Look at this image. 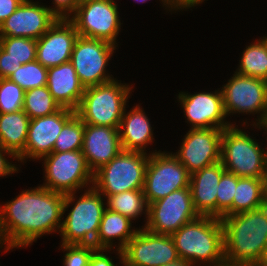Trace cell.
<instances>
[{
  "instance_id": "38",
  "label": "cell",
  "mask_w": 267,
  "mask_h": 266,
  "mask_svg": "<svg viewBox=\"0 0 267 266\" xmlns=\"http://www.w3.org/2000/svg\"><path fill=\"white\" fill-rule=\"evenodd\" d=\"M109 252L111 249H96L91 255L89 266H117L112 261L110 256H107L104 252Z\"/></svg>"
},
{
  "instance_id": "32",
  "label": "cell",
  "mask_w": 267,
  "mask_h": 266,
  "mask_svg": "<svg viewBox=\"0 0 267 266\" xmlns=\"http://www.w3.org/2000/svg\"><path fill=\"white\" fill-rule=\"evenodd\" d=\"M48 69L37 60L21 65L9 79L24 91L47 86Z\"/></svg>"
},
{
  "instance_id": "30",
  "label": "cell",
  "mask_w": 267,
  "mask_h": 266,
  "mask_svg": "<svg viewBox=\"0 0 267 266\" xmlns=\"http://www.w3.org/2000/svg\"><path fill=\"white\" fill-rule=\"evenodd\" d=\"M61 109L47 86L27 90L24 93L23 111L30 119L49 116Z\"/></svg>"
},
{
  "instance_id": "9",
  "label": "cell",
  "mask_w": 267,
  "mask_h": 266,
  "mask_svg": "<svg viewBox=\"0 0 267 266\" xmlns=\"http://www.w3.org/2000/svg\"><path fill=\"white\" fill-rule=\"evenodd\" d=\"M221 91L227 117L234 113H258L260 115H257L256 123L253 121V126L267 121V80L235 72Z\"/></svg>"
},
{
  "instance_id": "35",
  "label": "cell",
  "mask_w": 267,
  "mask_h": 266,
  "mask_svg": "<svg viewBox=\"0 0 267 266\" xmlns=\"http://www.w3.org/2000/svg\"><path fill=\"white\" fill-rule=\"evenodd\" d=\"M64 254V266H89L93 252L97 249L93 245L60 244Z\"/></svg>"
},
{
  "instance_id": "29",
  "label": "cell",
  "mask_w": 267,
  "mask_h": 266,
  "mask_svg": "<svg viewBox=\"0 0 267 266\" xmlns=\"http://www.w3.org/2000/svg\"><path fill=\"white\" fill-rule=\"evenodd\" d=\"M260 39L246 46L236 73L267 80V40Z\"/></svg>"
},
{
  "instance_id": "33",
  "label": "cell",
  "mask_w": 267,
  "mask_h": 266,
  "mask_svg": "<svg viewBox=\"0 0 267 266\" xmlns=\"http://www.w3.org/2000/svg\"><path fill=\"white\" fill-rule=\"evenodd\" d=\"M236 187L237 176L226 171L221 176L216 194L217 218L221 219L233 214V199Z\"/></svg>"
},
{
  "instance_id": "20",
  "label": "cell",
  "mask_w": 267,
  "mask_h": 266,
  "mask_svg": "<svg viewBox=\"0 0 267 266\" xmlns=\"http://www.w3.org/2000/svg\"><path fill=\"white\" fill-rule=\"evenodd\" d=\"M122 150L119 127L85 124L81 151L93 174Z\"/></svg>"
},
{
  "instance_id": "39",
  "label": "cell",
  "mask_w": 267,
  "mask_h": 266,
  "mask_svg": "<svg viewBox=\"0 0 267 266\" xmlns=\"http://www.w3.org/2000/svg\"><path fill=\"white\" fill-rule=\"evenodd\" d=\"M24 0H0V25L20 6Z\"/></svg>"
},
{
  "instance_id": "27",
  "label": "cell",
  "mask_w": 267,
  "mask_h": 266,
  "mask_svg": "<svg viewBox=\"0 0 267 266\" xmlns=\"http://www.w3.org/2000/svg\"><path fill=\"white\" fill-rule=\"evenodd\" d=\"M265 205L262 178L237 177L233 199V214L248 212Z\"/></svg>"
},
{
  "instance_id": "23",
  "label": "cell",
  "mask_w": 267,
  "mask_h": 266,
  "mask_svg": "<svg viewBox=\"0 0 267 266\" xmlns=\"http://www.w3.org/2000/svg\"><path fill=\"white\" fill-rule=\"evenodd\" d=\"M136 104L129 112L124 111L119 125L122 149L146 153V147L154 140L150 119ZM127 112V113H126Z\"/></svg>"
},
{
  "instance_id": "4",
  "label": "cell",
  "mask_w": 267,
  "mask_h": 266,
  "mask_svg": "<svg viewBox=\"0 0 267 266\" xmlns=\"http://www.w3.org/2000/svg\"><path fill=\"white\" fill-rule=\"evenodd\" d=\"M76 193L66 194L64 198L63 214L68 211V207L72 203L74 205L62 221L61 229L58 232L62 236L61 244L94 246L106 209V202H103L106 198L92 185L87 190L85 189L83 195H80L77 200H75Z\"/></svg>"
},
{
  "instance_id": "14",
  "label": "cell",
  "mask_w": 267,
  "mask_h": 266,
  "mask_svg": "<svg viewBox=\"0 0 267 266\" xmlns=\"http://www.w3.org/2000/svg\"><path fill=\"white\" fill-rule=\"evenodd\" d=\"M142 228V229H141ZM139 227L122 251L129 266H161L179 259L171 235L155 234Z\"/></svg>"
},
{
  "instance_id": "26",
  "label": "cell",
  "mask_w": 267,
  "mask_h": 266,
  "mask_svg": "<svg viewBox=\"0 0 267 266\" xmlns=\"http://www.w3.org/2000/svg\"><path fill=\"white\" fill-rule=\"evenodd\" d=\"M30 120L23 110L0 114V147L16 158L24 152Z\"/></svg>"
},
{
  "instance_id": "6",
  "label": "cell",
  "mask_w": 267,
  "mask_h": 266,
  "mask_svg": "<svg viewBox=\"0 0 267 266\" xmlns=\"http://www.w3.org/2000/svg\"><path fill=\"white\" fill-rule=\"evenodd\" d=\"M236 126V123H233L223 129L222 165L227 172L237 177L262 178L266 168L267 151L252 136Z\"/></svg>"
},
{
  "instance_id": "2",
  "label": "cell",
  "mask_w": 267,
  "mask_h": 266,
  "mask_svg": "<svg viewBox=\"0 0 267 266\" xmlns=\"http://www.w3.org/2000/svg\"><path fill=\"white\" fill-rule=\"evenodd\" d=\"M225 262L261 266L267 253V205L221 218Z\"/></svg>"
},
{
  "instance_id": "17",
  "label": "cell",
  "mask_w": 267,
  "mask_h": 266,
  "mask_svg": "<svg viewBox=\"0 0 267 266\" xmlns=\"http://www.w3.org/2000/svg\"><path fill=\"white\" fill-rule=\"evenodd\" d=\"M58 18L48 6L24 0L0 25V37H24L38 40Z\"/></svg>"
},
{
  "instance_id": "7",
  "label": "cell",
  "mask_w": 267,
  "mask_h": 266,
  "mask_svg": "<svg viewBox=\"0 0 267 266\" xmlns=\"http://www.w3.org/2000/svg\"><path fill=\"white\" fill-rule=\"evenodd\" d=\"M150 153L122 150L94 173L93 186L105 197L143 189Z\"/></svg>"
},
{
  "instance_id": "22",
  "label": "cell",
  "mask_w": 267,
  "mask_h": 266,
  "mask_svg": "<svg viewBox=\"0 0 267 266\" xmlns=\"http://www.w3.org/2000/svg\"><path fill=\"white\" fill-rule=\"evenodd\" d=\"M47 88L61 108L74 111L79 107L85 91L70 61L48 68Z\"/></svg>"
},
{
  "instance_id": "3",
  "label": "cell",
  "mask_w": 267,
  "mask_h": 266,
  "mask_svg": "<svg viewBox=\"0 0 267 266\" xmlns=\"http://www.w3.org/2000/svg\"><path fill=\"white\" fill-rule=\"evenodd\" d=\"M171 236L179 258L193 266H221L225 262L224 230L219 218L199 216Z\"/></svg>"
},
{
  "instance_id": "46",
  "label": "cell",
  "mask_w": 267,
  "mask_h": 266,
  "mask_svg": "<svg viewBox=\"0 0 267 266\" xmlns=\"http://www.w3.org/2000/svg\"><path fill=\"white\" fill-rule=\"evenodd\" d=\"M259 128V129H263V130H265V132L267 133V125H260V126H255L254 125V128ZM267 138V137H266ZM267 140V139H266ZM267 149V148H266Z\"/></svg>"
},
{
  "instance_id": "1",
  "label": "cell",
  "mask_w": 267,
  "mask_h": 266,
  "mask_svg": "<svg viewBox=\"0 0 267 266\" xmlns=\"http://www.w3.org/2000/svg\"><path fill=\"white\" fill-rule=\"evenodd\" d=\"M64 198V194L39 185L0 205L4 250L27 247L44 234L60 231Z\"/></svg>"
},
{
  "instance_id": "41",
  "label": "cell",
  "mask_w": 267,
  "mask_h": 266,
  "mask_svg": "<svg viewBox=\"0 0 267 266\" xmlns=\"http://www.w3.org/2000/svg\"><path fill=\"white\" fill-rule=\"evenodd\" d=\"M262 189H263V198L265 205H267V162H266V168L262 176Z\"/></svg>"
},
{
  "instance_id": "42",
  "label": "cell",
  "mask_w": 267,
  "mask_h": 266,
  "mask_svg": "<svg viewBox=\"0 0 267 266\" xmlns=\"http://www.w3.org/2000/svg\"><path fill=\"white\" fill-rule=\"evenodd\" d=\"M161 266H193V265L190 262L179 258L176 261H173V262H170L169 264H165Z\"/></svg>"
},
{
  "instance_id": "24",
  "label": "cell",
  "mask_w": 267,
  "mask_h": 266,
  "mask_svg": "<svg viewBox=\"0 0 267 266\" xmlns=\"http://www.w3.org/2000/svg\"><path fill=\"white\" fill-rule=\"evenodd\" d=\"M0 46V79L9 78L21 65L36 60V39L0 37Z\"/></svg>"
},
{
  "instance_id": "15",
  "label": "cell",
  "mask_w": 267,
  "mask_h": 266,
  "mask_svg": "<svg viewBox=\"0 0 267 266\" xmlns=\"http://www.w3.org/2000/svg\"><path fill=\"white\" fill-rule=\"evenodd\" d=\"M222 134L218 128H190L173 154L192 174L221 161Z\"/></svg>"
},
{
  "instance_id": "37",
  "label": "cell",
  "mask_w": 267,
  "mask_h": 266,
  "mask_svg": "<svg viewBox=\"0 0 267 266\" xmlns=\"http://www.w3.org/2000/svg\"><path fill=\"white\" fill-rule=\"evenodd\" d=\"M7 155L8 157L10 156V158L12 157L11 159L18 161V159L11 152L0 147V177H6L19 171V168L16 167V164H12L11 161L8 162L9 160L6 158Z\"/></svg>"
},
{
  "instance_id": "8",
  "label": "cell",
  "mask_w": 267,
  "mask_h": 266,
  "mask_svg": "<svg viewBox=\"0 0 267 266\" xmlns=\"http://www.w3.org/2000/svg\"><path fill=\"white\" fill-rule=\"evenodd\" d=\"M40 160L45 174L41 186L53 192L66 195L93 186L94 174L81 150L52 152Z\"/></svg>"
},
{
  "instance_id": "13",
  "label": "cell",
  "mask_w": 267,
  "mask_h": 266,
  "mask_svg": "<svg viewBox=\"0 0 267 266\" xmlns=\"http://www.w3.org/2000/svg\"><path fill=\"white\" fill-rule=\"evenodd\" d=\"M198 217L190 187H187L148 204V219L143 227L155 234L172 235L184 224Z\"/></svg>"
},
{
  "instance_id": "47",
  "label": "cell",
  "mask_w": 267,
  "mask_h": 266,
  "mask_svg": "<svg viewBox=\"0 0 267 266\" xmlns=\"http://www.w3.org/2000/svg\"><path fill=\"white\" fill-rule=\"evenodd\" d=\"M3 246V237H2V232H1V228H0V249L4 248L5 247H2Z\"/></svg>"
},
{
  "instance_id": "44",
  "label": "cell",
  "mask_w": 267,
  "mask_h": 266,
  "mask_svg": "<svg viewBox=\"0 0 267 266\" xmlns=\"http://www.w3.org/2000/svg\"><path fill=\"white\" fill-rule=\"evenodd\" d=\"M116 251H117V254L119 256L118 258L120 259V263L122 264V266H129L122 260V251L118 250V249Z\"/></svg>"
},
{
  "instance_id": "5",
  "label": "cell",
  "mask_w": 267,
  "mask_h": 266,
  "mask_svg": "<svg viewBox=\"0 0 267 266\" xmlns=\"http://www.w3.org/2000/svg\"><path fill=\"white\" fill-rule=\"evenodd\" d=\"M132 88L116 79L86 87L76 114L84 124L119 127Z\"/></svg>"
},
{
  "instance_id": "36",
  "label": "cell",
  "mask_w": 267,
  "mask_h": 266,
  "mask_svg": "<svg viewBox=\"0 0 267 266\" xmlns=\"http://www.w3.org/2000/svg\"><path fill=\"white\" fill-rule=\"evenodd\" d=\"M82 0H53L54 6L48 7L58 19H69Z\"/></svg>"
},
{
  "instance_id": "21",
  "label": "cell",
  "mask_w": 267,
  "mask_h": 266,
  "mask_svg": "<svg viewBox=\"0 0 267 266\" xmlns=\"http://www.w3.org/2000/svg\"><path fill=\"white\" fill-rule=\"evenodd\" d=\"M225 172L220 161L190 174L191 197L199 216L217 218L216 194L221 176Z\"/></svg>"
},
{
  "instance_id": "48",
  "label": "cell",
  "mask_w": 267,
  "mask_h": 266,
  "mask_svg": "<svg viewBox=\"0 0 267 266\" xmlns=\"http://www.w3.org/2000/svg\"><path fill=\"white\" fill-rule=\"evenodd\" d=\"M261 266H267V253H266V257H265L263 263L261 264Z\"/></svg>"
},
{
  "instance_id": "34",
  "label": "cell",
  "mask_w": 267,
  "mask_h": 266,
  "mask_svg": "<svg viewBox=\"0 0 267 266\" xmlns=\"http://www.w3.org/2000/svg\"><path fill=\"white\" fill-rule=\"evenodd\" d=\"M25 91L9 78L0 79V114L23 110Z\"/></svg>"
},
{
  "instance_id": "11",
  "label": "cell",
  "mask_w": 267,
  "mask_h": 266,
  "mask_svg": "<svg viewBox=\"0 0 267 266\" xmlns=\"http://www.w3.org/2000/svg\"><path fill=\"white\" fill-rule=\"evenodd\" d=\"M119 18L115 0H82L69 20L80 36L116 45L122 24Z\"/></svg>"
},
{
  "instance_id": "25",
  "label": "cell",
  "mask_w": 267,
  "mask_h": 266,
  "mask_svg": "<svg viewBox=\"0 0 267 266\" xmlns=\"http://www.w3.org/2000/svg\"><path fill=\"white\" fill-rule=\"evenodd\" d=\"M132 220L120 213L105 209L99 231L94 242L97 249H113V241L118 240L116 249L122 250L136 234L138 228H132ZM132 228V229H131ZM114 239V240H113Z\"/></svg>"
},
{
  "instance_id": "18",
  "label": "cell",
  "mask_w": 267,
  "mask_h": 266,
  "mask_svg": "<svg viewBox=\"0 0 267 266\" xmlns=\"http://www.w3.org/2000/svg\"><path fill=\"white\" fill-rule=\"evenodd\" d=\"M76 111L61 108L58 112L30 120L24 152L17 158L18 162H25L28 158L40 160L53 152L57 136L63 125Z\"/></svg>"
},
{
  "instance_id": "16",
  "label": "cell",
  "mask_w": 267,
  "mask_h": 266,
  "mask_svg": "<svg viewBox=\"0 0 267 266\" xmlns=\"http://www.w3.org/2000/svg\"><path fill=\"white\" fill-rule=\"evenodd\" d=\"M177 98L187 122L191 125V129H225L232 125V122L230 123L225 119L227 116L224 111L221 90L196 92L195 94L180 92Z\"/></svg>"
},
{
  "instance_id": "40",
  "label": "cell",
  "mask_w": 267,
  "mask_h": 266,
  "mask_svg": "<svg viewBox=\"0 0 267 266\" xmlns=\"http://www.w3.org/2000/svg\"><path fill=\"white\" fill-rule=\"evenodd\" d=\"M172 11L184 10L200 5L205 0H167Z\"/></svg>"
},
{
  "instance_id": "12",
  "label": "cell",
  "mask_w": 267,
  "mask_h": 266,
  "mask_svg": "<svg viewBox=\"0 0 267 266\" xmlns=\"http://www.w3.org/2000/svg\"><path fill=\"white\" fill-rule=\"evenodd\" d=\"M118 47L110 42L80 36L75 41L70 62L83 86H95L115 79L106 73L108 62Z\"/></svg>"
},
{
  "instance_id": "45",
  "label": "cell",
  "mask_w": 267,
  "mask_h": 266,
  "mask_svg": "<svg viewBox=\"0 0 267 266\" xmlns=\"http://www.w3.org/2000/svg\"><path fill=\"white\" fill-rule=\"evenodd\" d=\"M221 266H258V265L229 264L224 262Z\"/></svg>"
},
{
  "instance_id": "43",
  "label": "cell",
  "mask_w": 267,
  "mask_h": 266,
  "mask_svg": "<svg viewBox=\"0 0 267 266\" xmlns=\"http://www.w3.org/2000/svg\"><path fill=\"white\" fill-rule=\"evenodd\" d=\"M134 1H138V2L144 3V2H146L148 0H134ZM161 1L163 3V6H165V9H167V10L169 9L168 11H171V8H170V6L168 4V1L167 0H161Z\"/></svg>"
},
{
  "instance_id": "19",
  "label": "cell",
  "mask_w": 267,
  "mask_h": 266,
  "mask_svg": "<svg viewBox=\"0 0 267 266\" xmlns=\"http://www.w3.org/2000/svg\"><path fill=\"white\" fill-rule=\"evenodd\" d=\"M78 37L69 19H58L37 40L36 60L47 69L69 62Z\"/></svg>"
},
{
  "instance_id": "10",
  "label": "cell",
  "mask_w": 267,
  "mask_h": 266,
  "mask_svg": "<svg viewBox=\"0 0 267 266\" xmlns=\"http://www.w3.org/2000/svg\"><path fill=\"white\" fill-rule=\"evenodd\" d=\"M172 153L160 150L150 153L143 188L147 204L189 187L190 173Z\"/></svg>"
},
{
  "instance_id": "28",
  "label": "cell",
  "mask_w": 267,
  "mask_h": 266,
  "mask_svg": "<svg viewBox=\"0 0 267 266\" xmlns=\"http://www.w3.org/2000/svg\"><path fill=\"white\" fill-rule=\"evenodd\" d=\"M106 208L120 213L130 220L138 219L143 213L146 216L145 225L148 219V204L143 189L130 190L106 198Z\"/></svg>"
},
{
  "instance_id": "31",
  "label": "cell",
  "mask_w": 267,
  "mask_h": 266,
  "mask_svg": "<svg viewBox=\"0 0 267 266\" xmlns=\"http://www.w3.org/2000/svg\"><path fill=\"white\" fill-rule=\"evenodd\" d=\"M85 124L75 113L57 136L53 152H67L82 149Z\"/></svg>"
}]
</instances>
